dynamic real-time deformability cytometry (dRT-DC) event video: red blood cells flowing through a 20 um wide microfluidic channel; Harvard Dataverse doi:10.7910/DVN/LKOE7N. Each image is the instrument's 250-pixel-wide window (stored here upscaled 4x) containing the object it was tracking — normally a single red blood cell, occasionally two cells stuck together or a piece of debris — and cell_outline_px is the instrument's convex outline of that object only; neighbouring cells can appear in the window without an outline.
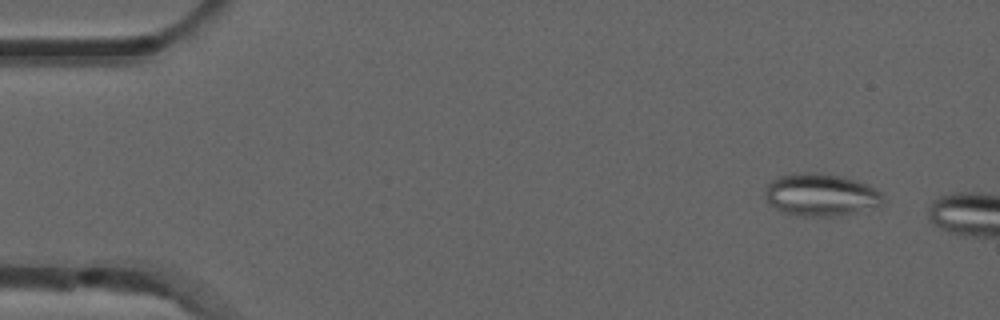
{"species": "common noctule bat (a hibernating species)", "species_latin": "Nyctalus noctula", "temperature_condition": "room temperature", "stored_images_in_passage": 4, "camera_frame_rate_fps": 3000, "um_per_image_px": 0.085, "animal": {"sex": "male", "forearm_length_mm": 52.5}, "frame": {"image": 1, "passage_image": 1, "time_ms": 0.0, "image_size_px": [1000, 320], "cell_outline_px": [[884, 200], [880, 204], [856, 212], [832, 216], [804, 216], [784, 212], [776, 208], [764, 200], [768, 184], [776, 176], [804, 172], [816, 172], [844, 176], [868, 184], [880, 192], [884, 196]], "centroid_in_image_um": [69.75, 16.54], "position_along_channel_um": 15.2, "area_um2": 29.07}}